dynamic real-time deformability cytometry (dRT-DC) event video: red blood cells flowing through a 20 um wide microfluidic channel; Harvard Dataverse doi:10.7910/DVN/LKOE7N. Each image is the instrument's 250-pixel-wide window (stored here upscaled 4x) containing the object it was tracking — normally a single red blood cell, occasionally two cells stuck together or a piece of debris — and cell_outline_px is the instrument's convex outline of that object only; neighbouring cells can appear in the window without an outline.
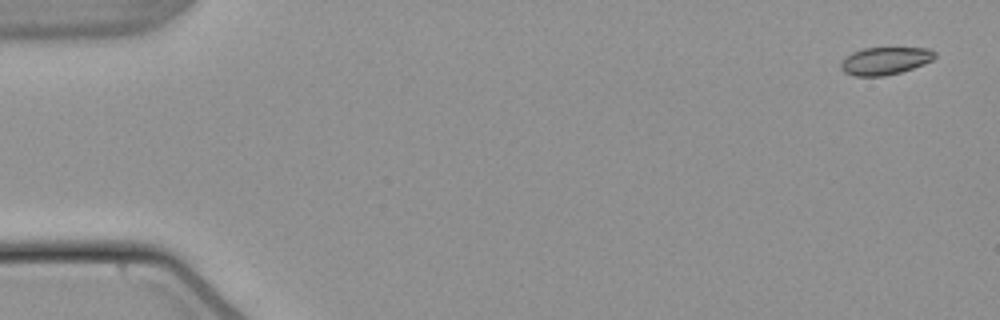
{"species": "common noctule bat (a hibernating species)", "species_latin": "Nyctalus noctula", "temperature_condition": "warm", "stored_images_in_passage": 53, "camera_frame_rate_fps": 3000, "um_per_image_px": 0.085, "animal": {"sex": "male", "body_mass_g": 21.5, "forearm_length_mm": 52.0}, "frame": {"image": 1, "passage_image": 1, "time_ms": 0.0, "image_size_px": [1000, 320], "cell_outline_px": [[936, 56], [932, 60], [924, 64], [900, 72], [884, 76], [856, 76], [844, 72], [840, 68], [840, 64], [852, 52], [864, 48], [928, 48], [936, 52]], "centroid_in_image_um": [75.25, 5.17], "position_along_channel_um": 9.8, "area_um2": 14.97}}
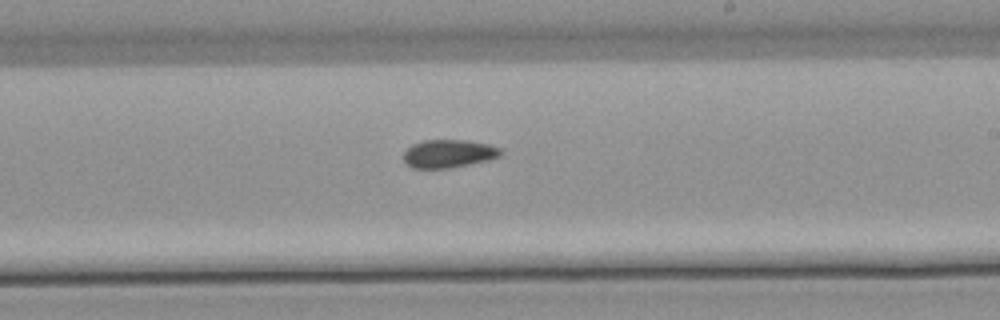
{"frame": {"image": 2, "passage_image": 31, "time_ms": 10.0, "image_size_px": [1000, 320], "cell_outline_px": [[504, 152], [500, 156], [488, 160], [448, 168], [412, 168], [404, 160], [404, 152], [412, 144], [424, 140], [464, 140], [488, 144], [500, 148]], "centroid_in_image_um": [38.14, 13.05], "position_along_channel_um": 250.9, "area_um2": 15.78}}
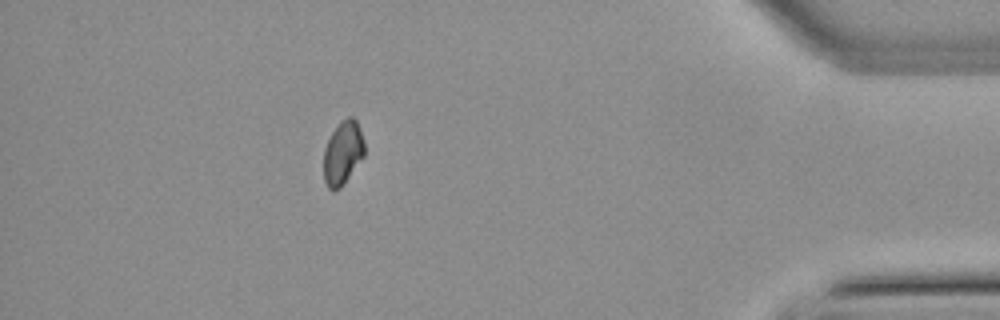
{"frame": {"image": 3, "passage_image": 47, "time_ms": 15.333, "image_size_px": [1000, 320], "cell_outline_px": [[364, 156], [340, 188], [328, 188], [324, 180], [324, 148], [332, 132], [348, 116], [352, 116], [356, 120], [364, 140]], "centroid_in_image_um": [29.14, 12.99], "position_along_channel_um": 406.1, "area_um2": 14.74}, "authors_computed_cell_mechanics": {"area_um2": 15.9528, "velocity_mm_per_s": 3.8241, "shape_relaxation_time_tau1_ms": 6.081, "shape_relaxation_time_tau2_ms": 2.2068, "deformation_change_tau1": 0.1054, "deformation_change_tau2": 0.0671}}